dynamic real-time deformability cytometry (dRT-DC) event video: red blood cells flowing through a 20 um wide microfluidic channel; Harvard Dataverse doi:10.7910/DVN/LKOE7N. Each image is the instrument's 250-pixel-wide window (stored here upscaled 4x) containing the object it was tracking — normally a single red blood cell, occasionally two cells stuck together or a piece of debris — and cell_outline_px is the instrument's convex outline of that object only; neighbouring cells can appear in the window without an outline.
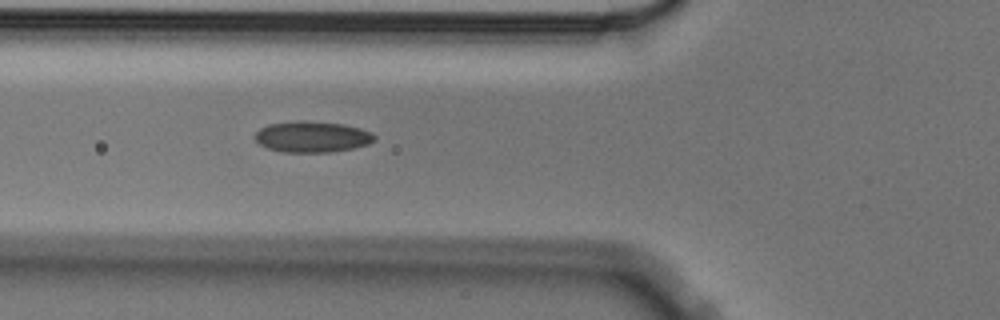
{"species": "Egyptian fruit bat (a non-hibernating species)", "species_latin": "Rousettus aegyptiacus", "temperature_condition": "cold", "stored_images_in_passage": 5, "camera_frame_rate_fps": 3000, "um_per_image_px": 0.085, "animal": {"sex": "male"}, "frame": {"image": 1, "passage_image": 5, "time_ms": 1.333, "image_size_px": [1000, 320], "cell_outline_px": [[376, 140], [368, 144], [352, 148], [328, 152], [284, 152], [268, 148], [260, 144], [252, 136], [260, 128], [268, 124], [304, 120], [344, 124], [360, 128], [372, 132], [376, 136]], "centroid_in_image_um": [26.53, 11.62], "position_along_channel_um": 99.3, "area_um2": 21.68}}